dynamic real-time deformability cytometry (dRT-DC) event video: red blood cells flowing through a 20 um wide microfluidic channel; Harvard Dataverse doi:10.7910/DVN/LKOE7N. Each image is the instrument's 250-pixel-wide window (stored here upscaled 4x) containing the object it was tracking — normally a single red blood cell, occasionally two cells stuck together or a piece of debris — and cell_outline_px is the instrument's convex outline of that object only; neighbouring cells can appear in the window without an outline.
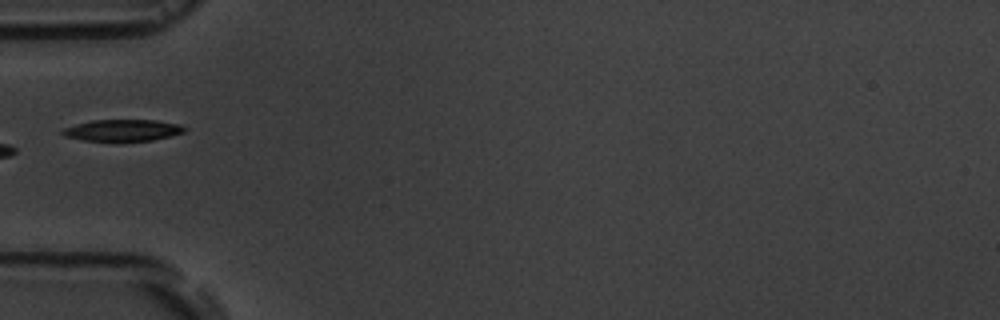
{"species": "common noctule bat (a hibernating species)", "species_latin": "Nyctalus noctula", "temperature_condition": "room temperature", "stored_images_in_passage": 9, "camera_frame_rate_fps": 3000, "um_per_image_px": 0.085, "animal": {"sex": "male", "body_mass_g": 19.5, "forearm_length_mm": 54.6}, "frame": {"image": 1, "passage_image": 6, "time_ms": 6.0, "image_size_px": [1000, 320], "cell_outline_px": [[188, 128], [184, 132], [152, 140], [84, 140], [64, 136], [60, 132], [64, 128], [76, 124], [92, 120], [156, 120], [180, 124]], "centroid_in_image_um": [10.43, 11.05], "position_along_channel_um": 74.6, "area_um2": 15.09}}
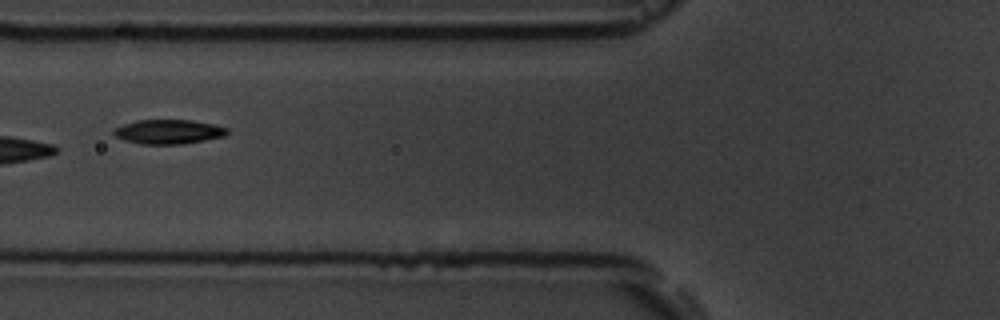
{"frame": {"image": 2, "passage_image": 7, "time_ms": 7.0, "image_size_px": [1000, 320], "cell_outline_px": [[228, 132], [224, 136], [204, 140], [180, 144], [140, 144], [124, 140], [116, 136], [112, 132], [116, 128], [124, 124], [136, 120], [192, 120], [212, 124], [228, 128]], "centroid_in_image_um": [14.31, 11.19], "position_along_channel_um": 111.5, "area_um2": 15.95}}
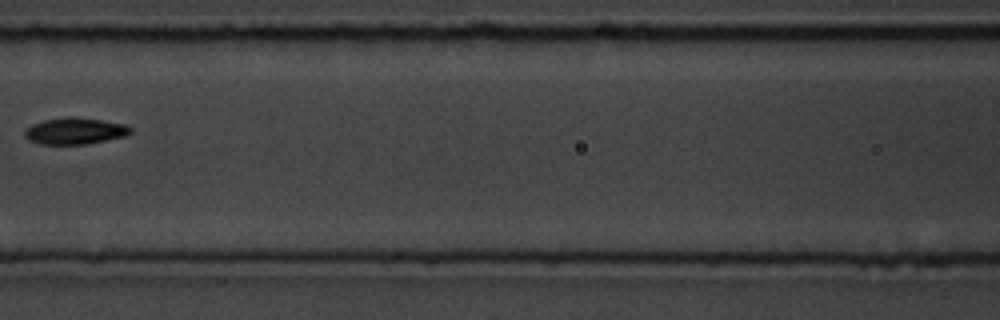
{"frame": {"image": 3, "passage_image": 8, "time_ms": 8.333, "image_size_px": [1000, 320], "cell_outline_px": [[132, 132], [124, 136], [88, 144], [40, 144], [28, 140], [24, 136], [24, 128], [32, 124], [44, 120], [68, 116], [72, 116], [100, 120], [124, 124], [132, 128]], "centroid_in_image_um": [6.32, 11.13], "position_along_channel_um": 160.3, "area_um2": 16.42}}